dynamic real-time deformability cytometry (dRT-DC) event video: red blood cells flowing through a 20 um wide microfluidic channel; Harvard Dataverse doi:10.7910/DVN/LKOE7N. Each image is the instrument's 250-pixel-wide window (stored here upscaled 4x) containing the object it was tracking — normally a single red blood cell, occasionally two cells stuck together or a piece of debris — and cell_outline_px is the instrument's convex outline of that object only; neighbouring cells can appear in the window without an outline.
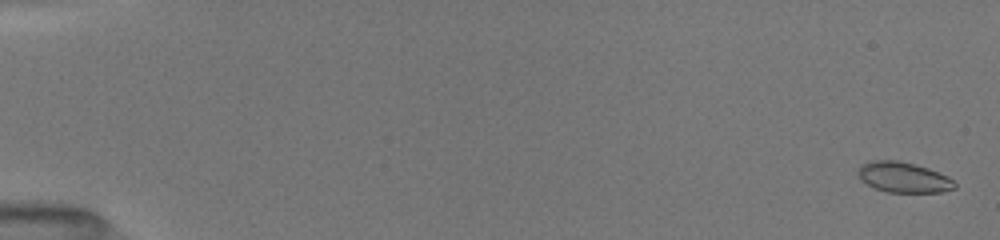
{"species": "common noctule bat (a hibernating species)", "species_latin": "Nyctalus noctula", "temperature_condition": "room temperature", "stored_images_in_passage": 53, "camera_frame_rate_fps": 3000, "um_per_image_px": 0.085, "animal": {"sex": "female", "body_mass_g": 19.5, "forearm_length_mm": 54.1}, "frame": {"image": 1, "passage_image": 2, "time_ms": 0.333, "image_size_px": [1000, 240], "cell_outline_px": [[956, 188], [940, 192], [888, 192], [876, 188], [860, 180], [856, 172], [860, 164], [868, 160], [900, 160], [928, 168], [948, 176], [956, 184]], "centroid_in_image_um": [76.75, 15.05], "position_along_channel_um": 8.2, "area_um2": 17.28}}
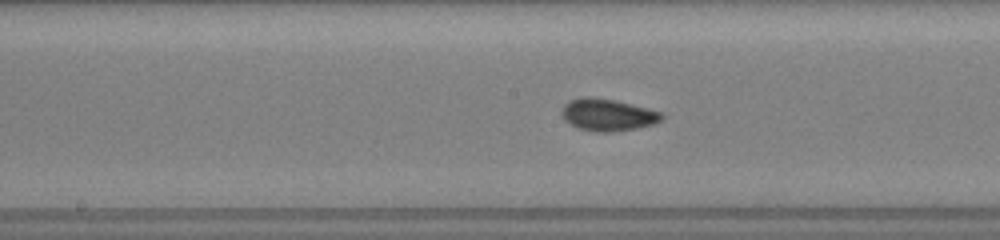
{"frame": {"image": 2, "passage_image": 29, "time_ms": 9.333, "image_size_px": [1000, 240], "cell_outline_px": [[664, 116], [660, 120], [652, 124], [636, 128], [612, 132], [596, 132], [580, 128], [564, 120], [560, 116], [560, 112], [564, 104], [568, 100], [580, 96], [588, 96], [616, 100], [648, 108], [660, 112]], "centroid_in_image_um": [51.59, 9.74], "position_along_channel_um": 196.6, "area_um2": 18.79}}
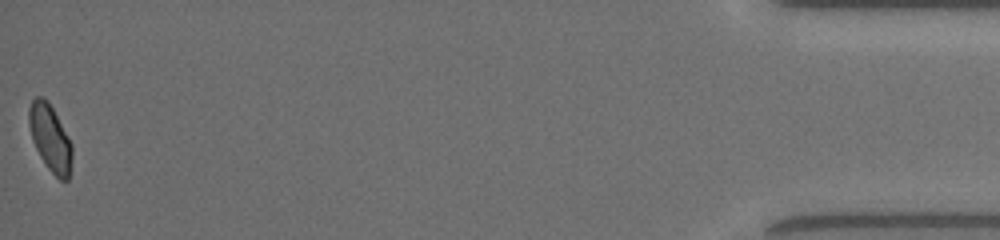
{"frame": {"image": 3, "passage_image": 53, "time_ms": 17.333, "image_size_px": [1000, 240], "cell_outline_px": [[72, 156], [68, 180], [60, 180], [48, 168], [40, 156], [32, 140], [28, 124], [28, 108], [32, 100], [36, 96], [44, 96], [48, 100], [68, 136], [72, 144]], "centroid_in_image_um": [4.25, 11.69], "position_along_channel_um": 431.0, "area_um2": 16.76}, "authors_computed_cell_mechanics": {"area_um2": 17.2822, "velocity_mm_per_s": 4.0148, "shape_relaxation_time_tau1_ms": null, "shape_relaxation_time_tau2_ms": 1.3301, "deformation_change_tau1": null, "deformation_change_tau2": 0.0363}}